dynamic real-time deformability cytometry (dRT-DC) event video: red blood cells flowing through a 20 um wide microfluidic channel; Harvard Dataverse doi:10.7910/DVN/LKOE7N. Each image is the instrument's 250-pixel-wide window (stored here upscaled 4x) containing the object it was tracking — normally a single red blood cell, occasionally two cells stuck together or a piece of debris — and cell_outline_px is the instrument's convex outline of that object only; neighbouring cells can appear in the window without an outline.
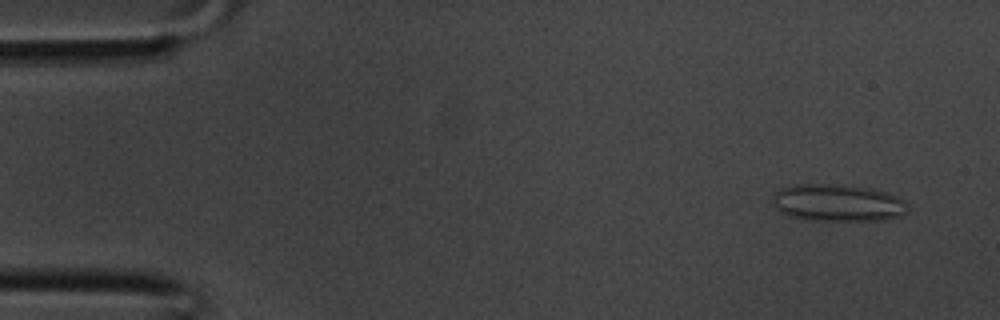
{"species": "common noctule bat (a hibernating species)", "species_latin": "Nyctalus noctula", "temperature_condition": "room temperature", "stored_images_in_passage": 37, "camera_frame_rate_fps": 3000, "um_per_image_px": 0.085, "animal": {"sex": "male", "body_mass_g": 20.1, "forearm_length_mm": 53.5}, "frame": {"image": 1, "passage_image": 3, "time_ms": 0.667, "image_size_px": [1000, 320], "cell_outline_px": [[908, 212], [904, 216], [880, 220], [820, 220], [788, 216], [780, 212], [772, 204], [772, 192], [788, 184], [840, 184], [868, 188], [884, 192], [896, 196], [904, 200], [908, 204]], "centroid_in_image_um": [71.17, 17.23], "position_along_channel_um": 13.8, "area_um2": 29.59}}
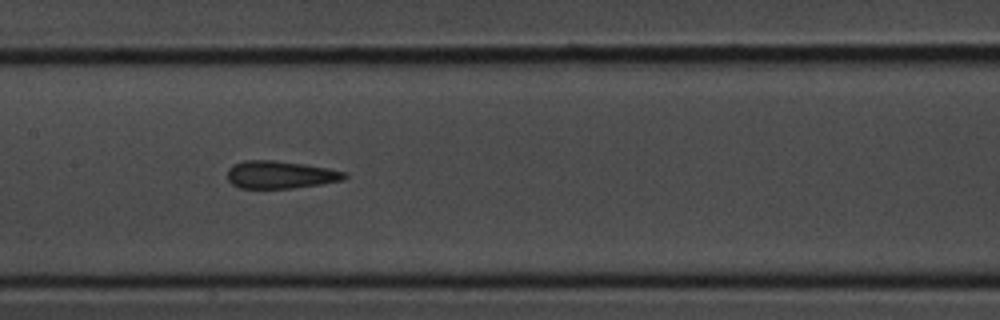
{"frame": {"image": 2, "passage_image": 18, "time_ms": 5.667, "image_size_px": [1000, 320], "cell_outline_px": [[348, 176], [344, 180], [320, 184], [292, 188], [240, 188], [232, 184], [228, 180], [228, 168], [232, 164], [244, 160], [276, 160], [304, 164], [328, 168], [348, 172]], "centroid_in_image_um": [23.84, 14.84], "position_along_channel_um": 183.6, "area_um2": 19.02}}
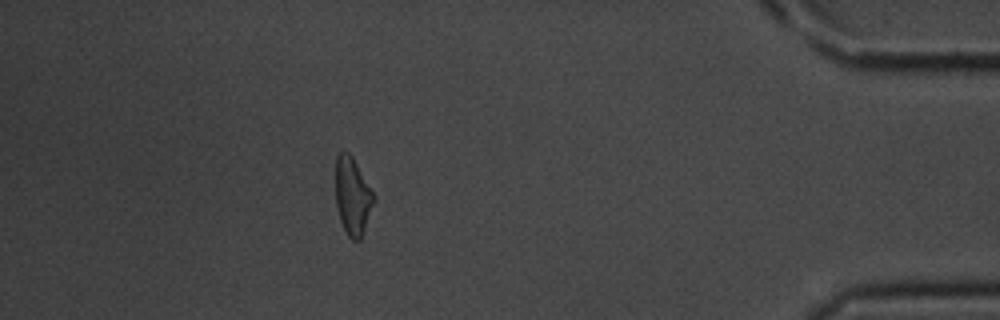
{"frame": {"image": 3, "passage_image": 33, "time_ms": 10.667, "image_size_px": [1000, 320], "cell_outline_px": [[376, 200], [360, 240], [352, 240], [348, 236], [340, 220], [336, 204], [336, 156], [344, 148], [352, 156], [376, 196]], "centroid_in_image_um": [29.98, 16.65], "position_along_channel_um": 405.2, "area_um2": 17.4}}